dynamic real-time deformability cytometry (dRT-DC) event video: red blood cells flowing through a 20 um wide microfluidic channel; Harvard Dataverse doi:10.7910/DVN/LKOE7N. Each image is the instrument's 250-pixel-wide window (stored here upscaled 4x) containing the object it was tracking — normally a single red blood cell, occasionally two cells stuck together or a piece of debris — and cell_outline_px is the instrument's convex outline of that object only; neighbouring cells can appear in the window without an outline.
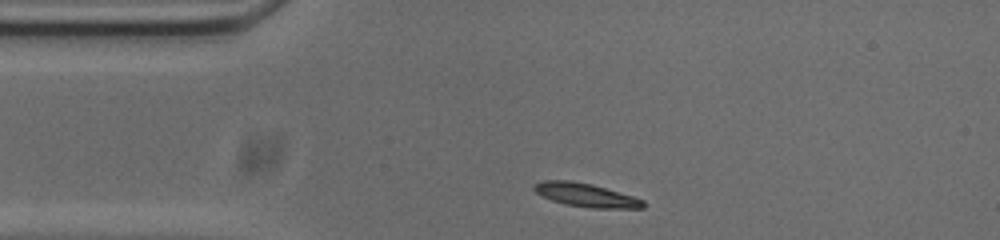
{"species": "common noctule bat (a hibernating species)", "species_latin": "Nyctalus noctula", "temperature_condition": "cold", "stored_images_in_passage": 44, "camera_frame_rate_fps": 3000, "um_per_image_px": 0.085, "animal": {"sex": "male", "body_mass_g": 20.0, "forearm_length_mm": 53.3}, "frame": {"image": 1, "passage_image": 1, "time_ms": 0.0, "image_size_px": [1000, 240], "cell_outline_px": [[644, 208], [592, 208], [564, 204], [540, 196], [532, 188], [532, 184], [544, 180], [572, 180], [592, 184], [632, 196], [644, 200]], "centroid_in_image_um": [49.74, 16.57], "position_along_channel_um": 35.3, "area_um2": 15.03}}
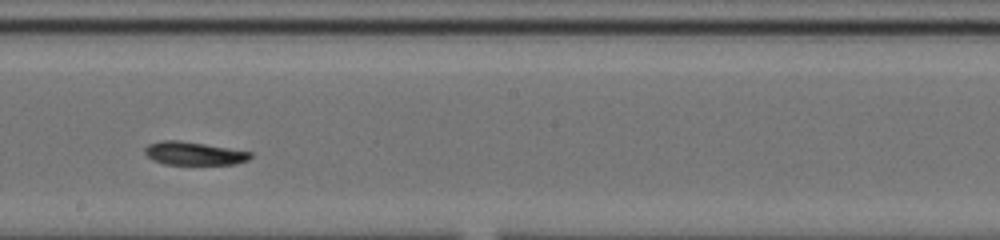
{"frame": {"image": 2, "passage_image": 19, "time_ms": 6.0, "image_size_px": [1000, 240], "cell_outline_px": [[252, 156], [248, 160], [236, 164], [164, 164], [152, 160], [144, 152], [144, 148], [148, 144], [160, 140], [180, 140], [252, 152]], "centroid_in_image_um": [16.46, 13.04], "position_along_channel_um": 231.7, "area_um2": 14.28}}
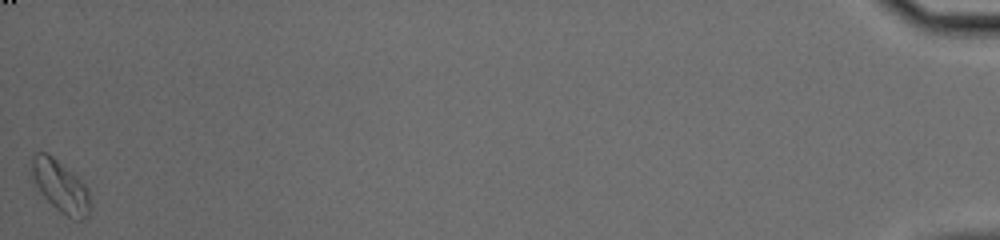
{"frame": {"image": 3, "passage_image": 44, "time_ms": 14.333, "image_size_px": [1000, 240], "cell_outline_px": [[92, 208], [88, 216], [84, 220], [80, 220], [68, 216], [60, 212], [40, 192], [36, 184], [32, 172], [32, 156], [36, 152], [48, 152], [76, 176], [88, 188]], "centroid_in_image_um": [5.18, 15.85], "position_along_channel_um": 430.0, "area_um2": 17.51}, "authors_computed_cell_mechanics": {"area_um2": 15.028, "velocity_mm_per_s": 3.7138, "shape_relaxation_time_tau1_ms": 3.3875, "shape_relaxation_time_tau2_ms": 3.7763, "deformation_change_tau1": 0.107, "deformation_change_tau2": 0.093}}